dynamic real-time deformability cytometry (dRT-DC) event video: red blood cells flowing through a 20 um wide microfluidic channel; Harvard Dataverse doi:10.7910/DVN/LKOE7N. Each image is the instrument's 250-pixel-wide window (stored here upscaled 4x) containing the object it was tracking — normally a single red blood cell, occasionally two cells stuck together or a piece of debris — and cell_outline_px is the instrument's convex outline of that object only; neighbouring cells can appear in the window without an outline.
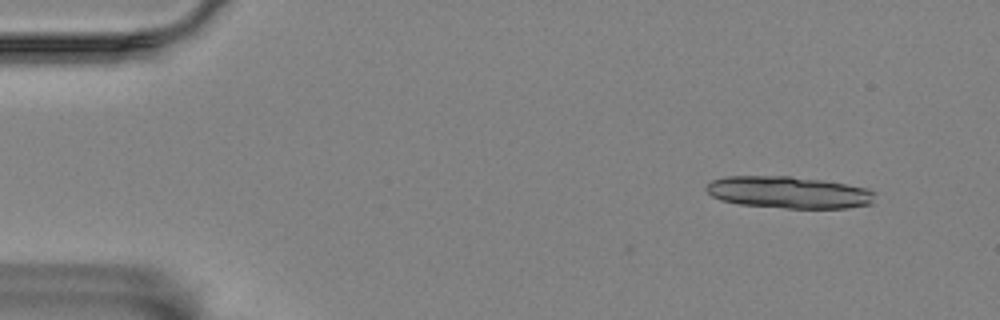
{"species": "Egyptian fruit bat (a non-hibernating species)", "species_latin": "Rousettus aegyptiacus", "temperature_condition": "room temperature", "stored_images_in_passage": 24, "camera_frame_rate_fps": 3000, "um_per_image_px": 0.085, "animal": {"sex": "female"}, "frame": {"image": 1, "passage_image": 1, "time_ms": 0.0, "image_size_px": [1000, 320], "cell_outline_px": [[876, 192], [872, 204], [848, 208], [788, 208], [740, 204], [720, 200], [712, 196], [704, 188], [712, 180], [728, 176], [788, 176], [820, 180], [868, 188]], "centroid_in_image_um": [67.05, 16.35], "position_along_channel_um": 17.9, "area_um2": 31.33}}
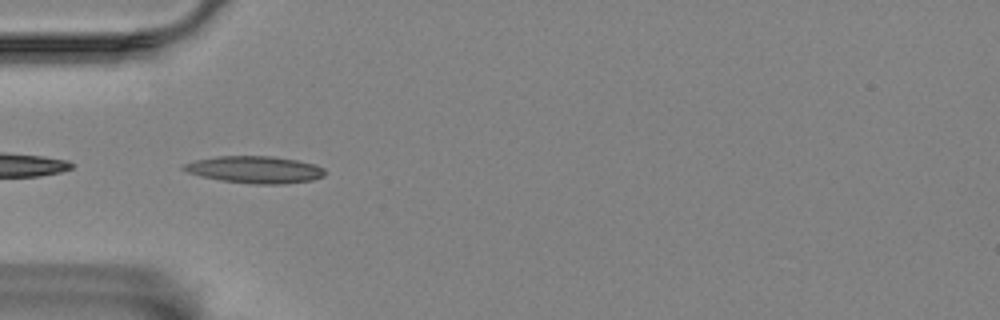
{"frame": {"image": 2, "passage_image": 14, "time_ms": 4.333, "image_size_px": [1000, 320], "cell_outline_px": [[324, 176], [312, 180], [284, 184], [256, 184], [220, 180], [200, 176], [188, 172], [180, 168], [184, 164], [196, 160], [216, 156], [272, 156], [296, 160], [312, 164], [324, 168]], "centroid_in_image_um": [21.65, 14.42], "position_along_channel_um": 63.4, "area_um2": 22.14}}
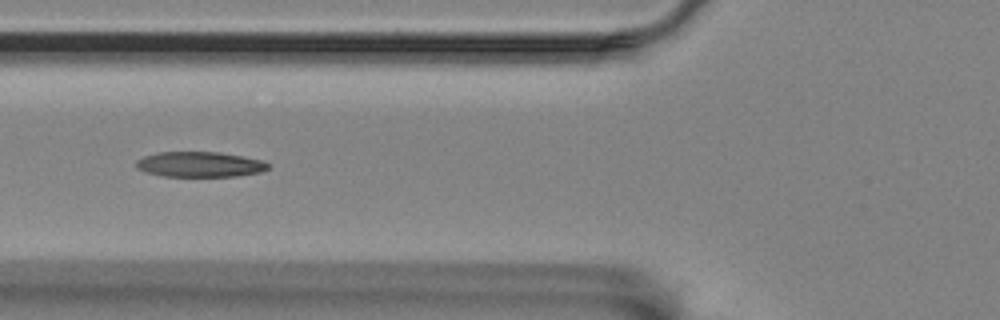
{"frame": {"image": 3, "passage_image": 18, "time_ms": 5.667, "image_size_px": [1000, 320], "cell_outline_px": [[268, 168], [260, 172], [236, 176], [164, 176], [144, 172], [136, 168], [136, 160], [144, 156], [156, 152], [220, 152], [260, 160], [268, 164]], "centroid_in_image_um": [16.91, 13.97], "position_along_channel_um": 108.9, "area_um2": 19.31}}